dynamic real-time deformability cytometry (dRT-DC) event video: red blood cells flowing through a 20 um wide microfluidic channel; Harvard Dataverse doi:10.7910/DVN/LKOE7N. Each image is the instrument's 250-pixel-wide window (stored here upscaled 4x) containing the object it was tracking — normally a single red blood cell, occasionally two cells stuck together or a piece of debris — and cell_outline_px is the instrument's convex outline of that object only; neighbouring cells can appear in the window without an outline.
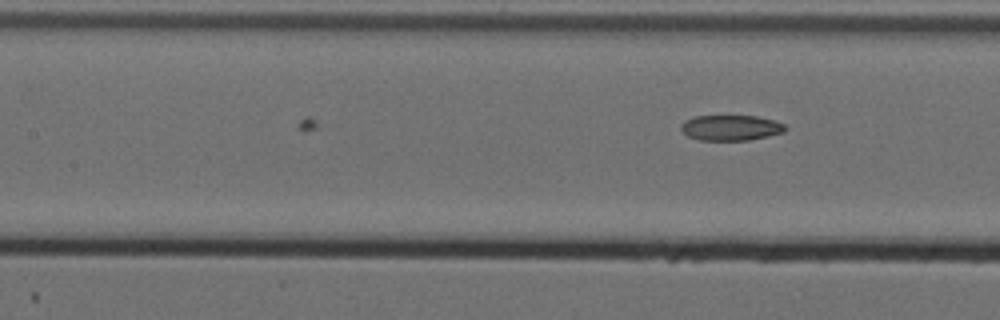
{"species": "Egyptian fruit bat (a non-hibernating species)", "species_latin": "Rousettus aegyptiacus", "temperature_condition": "cold", "stored_images_in_passage": 9, "camera_frame_rate_fps": 3000, "um_per_image_px": 0.085, "animal": {"sex": "female"}, "frame": {"image": 1, "passage_image": 9, "time_ms": 2.667, "image_size_px": [1000, 320], "cell_outline_px": [[788, 128], [784, 132], [768, 136], [748, 140], [700, 140], [688, 136], [680, 128], [680, 124], [684, 120], [696, 116], [756, 116], [776, 120], [784, 124]], "centroid_in_image_um": [62.14, 10.85], "position_along_channel_um": 145.3, "area_um2": 15.55}}